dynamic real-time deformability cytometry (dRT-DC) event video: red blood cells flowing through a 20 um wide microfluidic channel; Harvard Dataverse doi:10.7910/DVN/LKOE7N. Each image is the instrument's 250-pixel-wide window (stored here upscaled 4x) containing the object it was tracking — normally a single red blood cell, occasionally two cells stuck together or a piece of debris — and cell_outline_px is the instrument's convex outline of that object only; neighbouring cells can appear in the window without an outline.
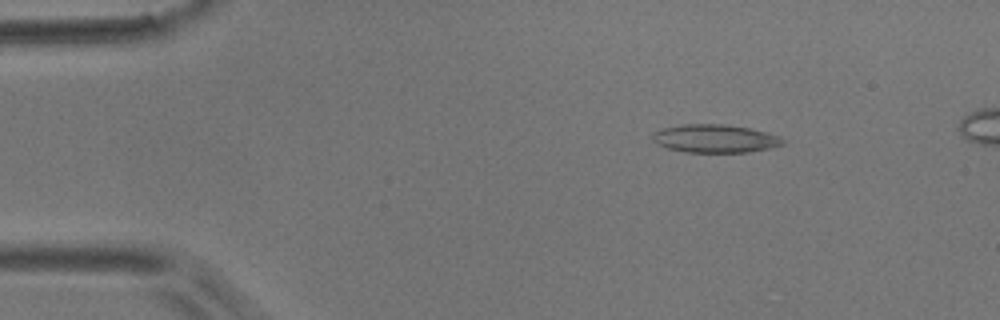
{"species": "common noctule bat (a hibernating species)", "species_latin": "Nyctalus noctula", "temperature_condition": "room temperature", "stored_images_in_passage": 23, "camera_frame_rate_fps": 3000, "um_per_image_px": 0.085, "animal": {"sex": "male", "body_mass_g": 17.9}, "frame": {"image": 1, "passage_image": 3, "time_ms": 0.667, "image_size_px": [1000, 320], "cell_outline_px": [[784, 144], [768, 148], [748, 152], [684, 152], [668, 148], [656, 144], [652, 140], [652, 132], [664, 128], [680, 124], [724, 124], [748, 128], [780, 136], [784, 140]], "centroid_in_image_um": [60.73, 11.77], "position_along_channel_um": 24.3, "area_um2": 21.33}}
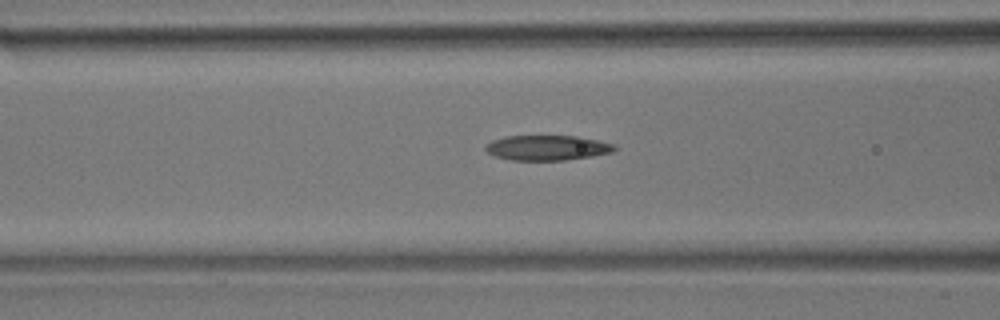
{"frame": {"image": 2, "passage_image": 16, "time_ms": 5.0, "image_size_px": [1000, 320], "cell_outline_px": [[616, 148], [612, 152], [592, 156], [564, 160], [512, 160], [496, 156], [488, 152], [484, 148], [492, 140], [504, 136], [576, 136], [616, 144]], "centroid_in_image_um": [46.52, 12.56], "position_along_channel_um": 120.1, "area_um2": 18.67}}
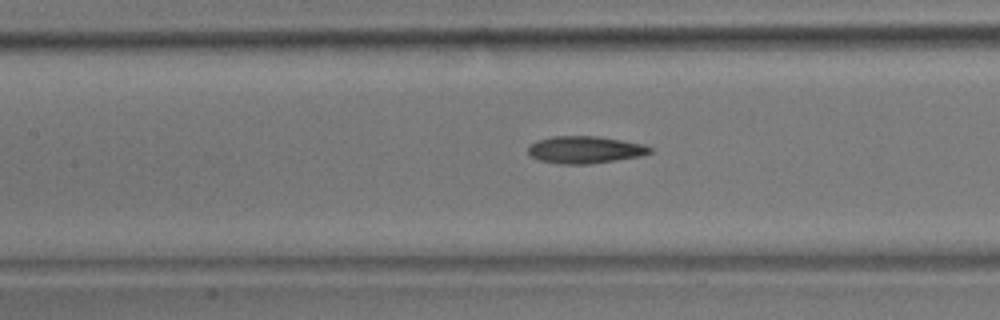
{"frame": {"image": 3, "passage_image": 19, "time_ms": 6.0, "image_size_px": [1000, 320], "cell_outline_px": [[652, 152], [640, 156], [616, 160], [588, 164], [560, 164], [540, 160], [528, 156], [528, 148], [536, 140], [552, 136], [600, 136], [644, 144], [652, 148]], "centroid_in_image_um": [49.71, 12.72], "position_along_channel_um": 157.7, "area_um2": 19.42}}